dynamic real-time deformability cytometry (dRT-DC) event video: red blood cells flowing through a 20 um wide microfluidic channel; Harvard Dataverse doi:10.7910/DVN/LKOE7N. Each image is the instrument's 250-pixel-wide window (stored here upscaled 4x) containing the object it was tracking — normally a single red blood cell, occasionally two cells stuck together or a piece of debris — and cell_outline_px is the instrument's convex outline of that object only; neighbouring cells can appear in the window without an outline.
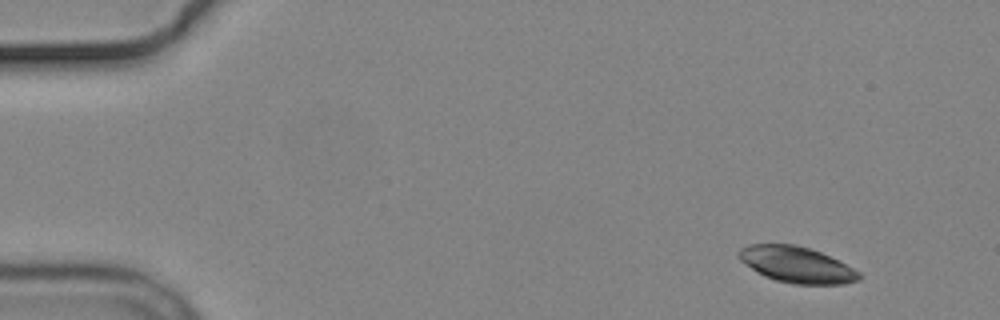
{"species": "common noctule bat (a hibernating species)", "species_latin": "Nyctalus noctula", "temperature_condition": "cold", "stored_images_in_passage": 5, "segment_of_instrument_passage": [1, 2], "camera_frame_rate_fps": 3000, "um_per_image_px": 0.085, "animal": {"sex": "male", "body_mass_g": 19.2, "forearm_length_mm": 51.8}, "frame": {"image": 1, "passage_image": 1, "time_ms": 0.0, "image_size_px": [1000, 320], "cell_outline_px": [[864, 276], [860, 280], [844, 284], [792, 284], [776, 280], [764, 276], [756, 272], [740, 260], [736, 256], [736, 252], [740, 248], [748, 244], [796, 244], [820, 252], [860, 272]], "centroid_in_image_um": [67.68, 22.5], "position_along_channel_um": 17.3, "area_um2": 25.37}}
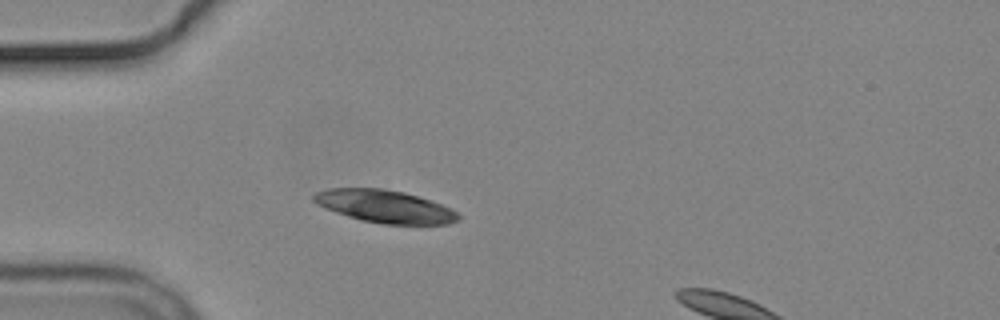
{"frame": {"image": 2, "passage_image": 4, "time_ms": 3.667, "image_size_px": [1000, 320], "cell_outline_px": [[460, 220], [448, 224], [384, 224], [360, 220], [324, 208], [312, 200], [312, 196], [316, 192], [328, 188], [384, 188], [404, 192], [452, 208], [460, 216]], "centroid_in_image_um": [32.69, 17.54], "position_along_channel_um": 52.3, "area_um2": 27.46}}